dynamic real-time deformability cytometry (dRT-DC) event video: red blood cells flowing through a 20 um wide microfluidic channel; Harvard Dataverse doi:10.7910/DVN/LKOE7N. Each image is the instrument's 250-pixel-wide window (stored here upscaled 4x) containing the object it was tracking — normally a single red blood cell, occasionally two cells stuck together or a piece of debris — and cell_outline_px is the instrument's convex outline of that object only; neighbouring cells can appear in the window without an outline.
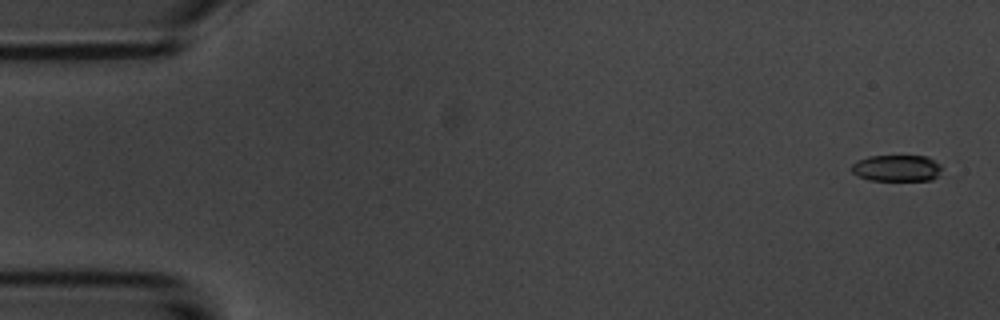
{"species": "common noctule bat (a hibernating species)", "species_latin": "Nyctalus noctula", "temperature_condition": "room temperature", "stored_images_in_passage": 5, "camera_frame_rate_fps": 3000, "um_per_image_px": 0.085, "animal": {"sex": "male", "body_mass_g": 20.1, "forearm_length_mm": 53.5}, "frame": {"image": 1, "passage_image": 1, "time_ms": 0.0, "image_size_px": [1000, 320], "cell_outline_px": [[940, 168], [936, 176], [932, 180], [868, 180], [856, 176], [852, 172], [852, 164], [856, 160], [868, 156], [928, 156], [940, 164]], "centroid_in_image_um": [76.17, 14.29], "position_along_channel_um": 8.8, "area_um2": 13.93}}
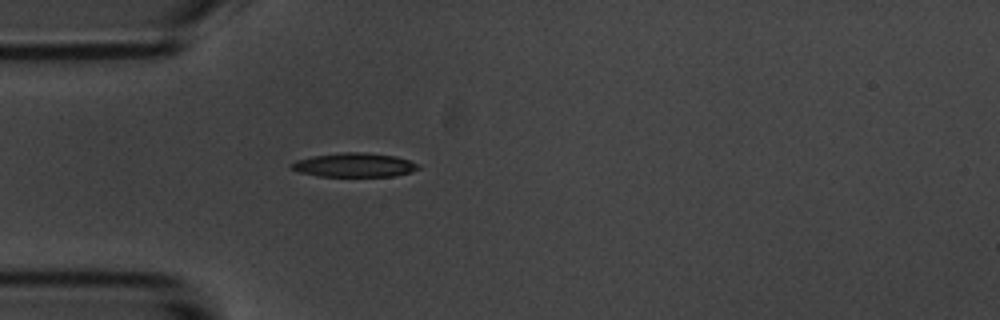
{"frame": {"image": 2, "passage_image": 5, "time_ms": 4.667, "image_size_px": [1000, 320], "cell_outline_px": [[420, 168], [412, 172], [392, 176], [320, 176], [300, 172], [292, 168], [288, 164], [296, 160], [312, 156], [340, 152], [364, 152], [396, 156], [420, 164]], "centroid_in_image_um": [30.13, 14.02], "position_along_channel_um": 54.9, "area_um2": 17.8}}